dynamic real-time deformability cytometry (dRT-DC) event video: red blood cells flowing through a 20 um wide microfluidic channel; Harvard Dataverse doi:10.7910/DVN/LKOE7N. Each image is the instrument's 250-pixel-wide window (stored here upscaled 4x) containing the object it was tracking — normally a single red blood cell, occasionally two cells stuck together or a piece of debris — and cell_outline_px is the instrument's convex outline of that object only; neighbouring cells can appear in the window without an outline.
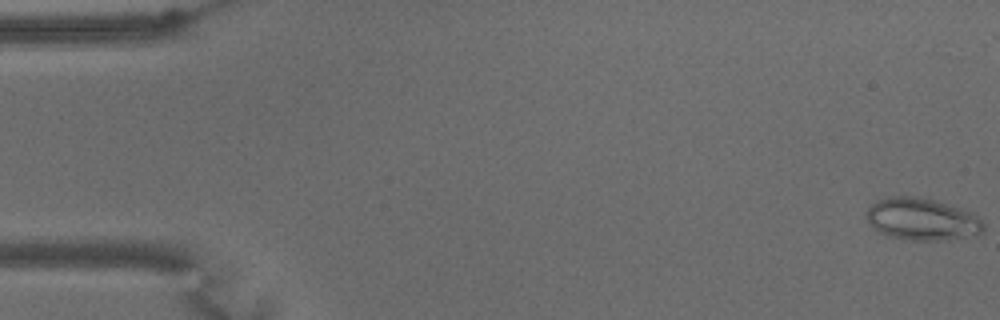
{"species": "common noctule bat (a hibernating species)", "species_latin": "Nyctalus noctula", "temperature_condition": "warm", "stored_images_in_passage": 49, "camera_frame_rate_fps": 3000, "um_per_image_px": 0.085, "animal": {"sex": "male", "body_mass_g": 15.6}, "frame": {"image": 1, "passage_image": 1, "time_ms": 0.0, "image_size_px": [1000, 320], "cell_outline_px": [[984, 232], [948, 240], [908, 240], [888, 236], [872, 228], [868, 224], [864, 216], [864, 212], [876, 200], [888, 196], [916, 196], [932, 200], [976, 212], [984, 224]], "centroid_in_image_um": [78.34, 18.63], "position_along_channel_um": 6.7, "area_um2": 29.19}}
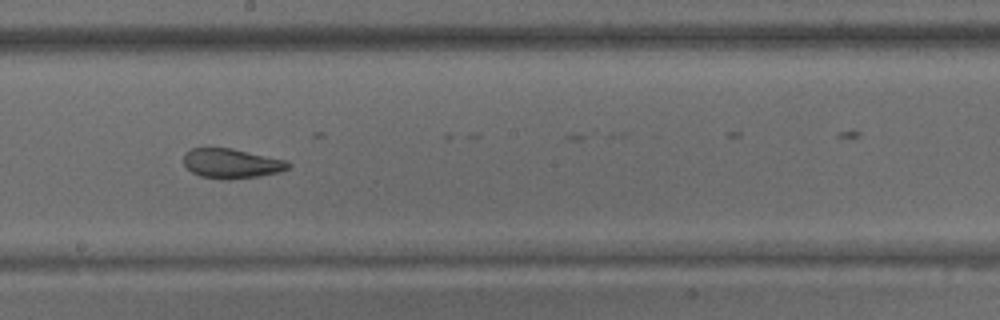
{"frame": {"image": 2, "passage_image": 34, "time_ms": 11.0, "image_size_px": [1000, 320], "cell_outline_px": [[292, 164], [288, 168], [280, 172], [256, 176], [228, 180], [200, 176], [192, 172], [184, 164], [184, 152], [192, 148], [232, 148], [288, 160]], "centroid_in_image_um": [19.7, 13.88], "position_along_channel_um": 228.5, "area_um2": 18.15}}
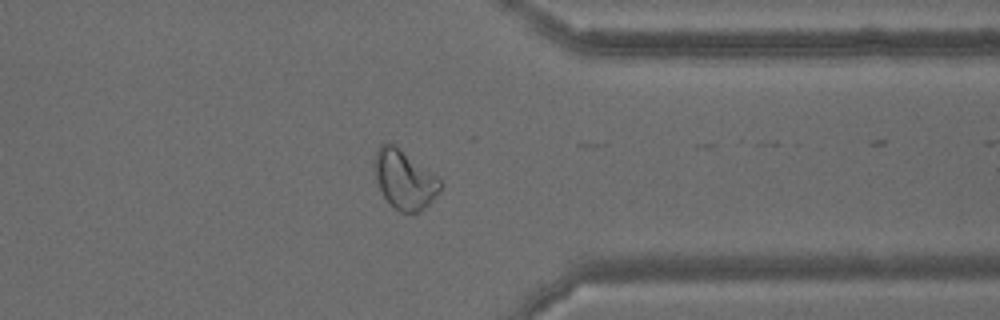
{"frame": {"image": 3, "passage_image": 48, "time_ms": 15.667, "image_size_px": [1000, 320], "cell_outline_px": [[444, 184], [440, 192], [420, 212], [400, 212], [384, 196], [376, 180], [372, 164], [376, 152], [380, 144], [388, 140], [396, 144], [436, 176]], "centroid_in_image_um": [34.36, 15.21], "position_along_channel_um": 377.0, "area_um2": 22.77}}